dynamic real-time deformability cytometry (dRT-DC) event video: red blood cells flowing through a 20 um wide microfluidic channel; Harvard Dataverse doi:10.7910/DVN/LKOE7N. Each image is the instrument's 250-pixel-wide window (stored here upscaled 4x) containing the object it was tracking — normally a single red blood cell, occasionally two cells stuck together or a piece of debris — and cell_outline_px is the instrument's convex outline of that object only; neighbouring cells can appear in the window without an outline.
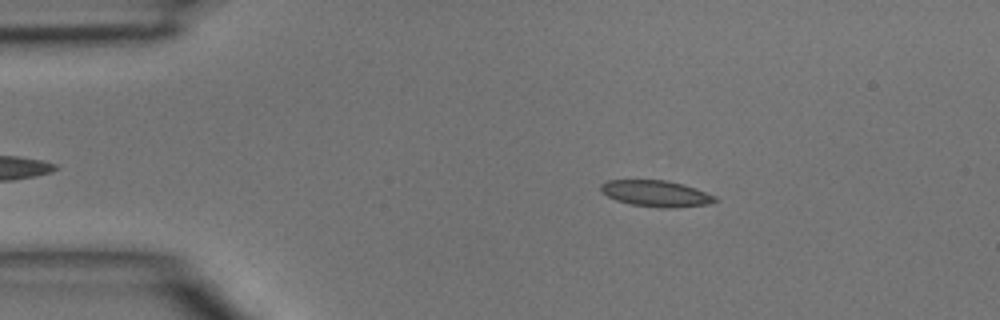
{"species": "common noctule bat (a hibernating species)", "species_latin": "Nyctalus noctula", "temperature_condition": "room temperature", "stored_images_in_passage": 44, "camera_frame_rate_fps": 3000, "um_per_image_px": 0.085, "animal": {"sex": "male", "body_mass_g": 15.6}, "frame": {"image": 1, "passage_image": 6, "time_ms": 1.667, "image_size_px": [1000, 320], "cell_outline_px": [[720, 200], [708, 204], [672, 208], [660, 208], [632, 204], [616, 200], [600, 192], [600, 184], [608, 180], [664, 180], [684, 184], [696, 188], [716, 196]], "centroid_in_image_um": [55.78, 16.45], "position_along_channel_um": 29.2, "area_um2": 17.57}}
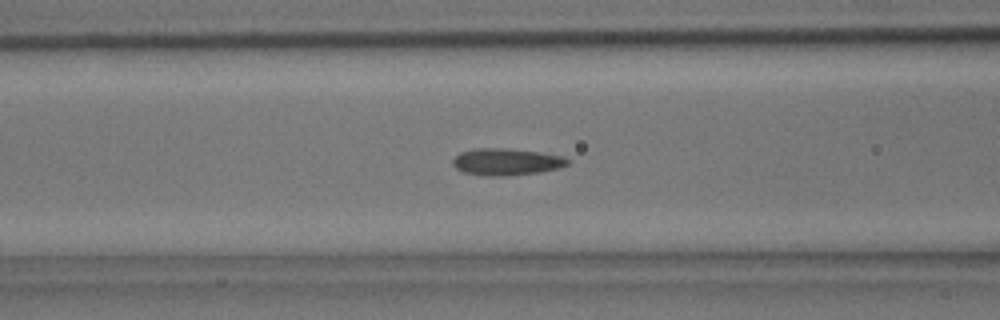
{"frame": {"image": 2, "passage_image": 16, "time_ms": 5.0, "image_size_px": [1000, 320], "cell_outline_px": [[572, 160], [568, 164], [560, 168], [540, 172], [508, 176], [484, 176], [464, 172], [456, 168], [452, 164], [452, 160], [460, 152], [476, 148], [504, 148], [536, 152], [560, 156]], "centroid_in_image_um": [43.03, 13.77], "position_along_channel_um": 123.6, "area_um2": 17.98}}
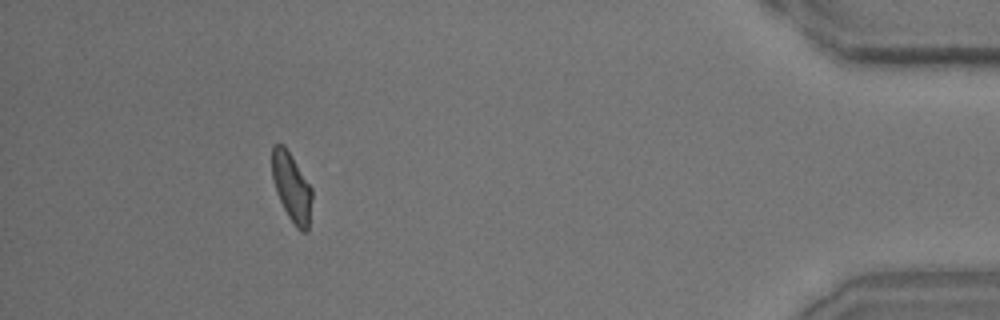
{"frame": {"image": 3, "passage_image": 40, "time_ms": 13.0, "image_size_px": [1000, 320], "cell_outline_px": [[312, 200], [308, 232], [300, 232], [296, 228], [288, 216], [276, 192], [272, 176], [272, 144], [284, 144], [292, 156], [312, 188]], "centroid_in_image_um": [24.8, 15.93], "position_along_channel_um": 410.4, "area_um2": 16.13}}